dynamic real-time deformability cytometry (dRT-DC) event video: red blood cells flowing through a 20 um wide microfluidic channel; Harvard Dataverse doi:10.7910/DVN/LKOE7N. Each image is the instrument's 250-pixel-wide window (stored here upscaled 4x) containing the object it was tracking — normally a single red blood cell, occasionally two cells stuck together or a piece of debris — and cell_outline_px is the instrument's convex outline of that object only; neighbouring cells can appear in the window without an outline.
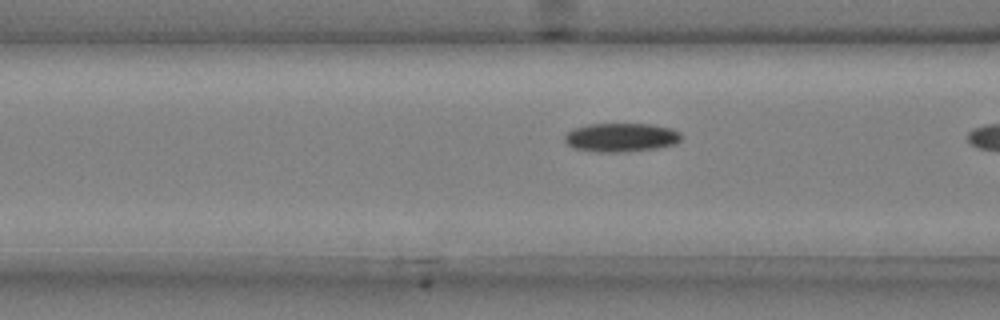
{"species": "common noctule bat (a hibernating species)", "species_latin": "Nyctalus noctula", "temperature_condition": "cold", "stored_images_in_passage": 6, "camera_frame_rate_fps": 3000, "um_per_image_px": 0.085, "animal": {"sex": "male", "body_mass_g": 20.4}, "frame": {"image": 1, "passage_image": 5, "time_ms": 1.333, "image_size_px": [1000, 320], "cell_outline_px": [[680, 140], [676, 144], [656, 148], [616, 152], [596, 152], [572, 148], [564, 140], [564, 136], [572, 128], [588, 124], [652, 124], [672, 128], [680, 132]], "centroid_in_image_um": [52.77, 11.67], "position_along_channel_um": 113.8, "area_um2": 19.59}}